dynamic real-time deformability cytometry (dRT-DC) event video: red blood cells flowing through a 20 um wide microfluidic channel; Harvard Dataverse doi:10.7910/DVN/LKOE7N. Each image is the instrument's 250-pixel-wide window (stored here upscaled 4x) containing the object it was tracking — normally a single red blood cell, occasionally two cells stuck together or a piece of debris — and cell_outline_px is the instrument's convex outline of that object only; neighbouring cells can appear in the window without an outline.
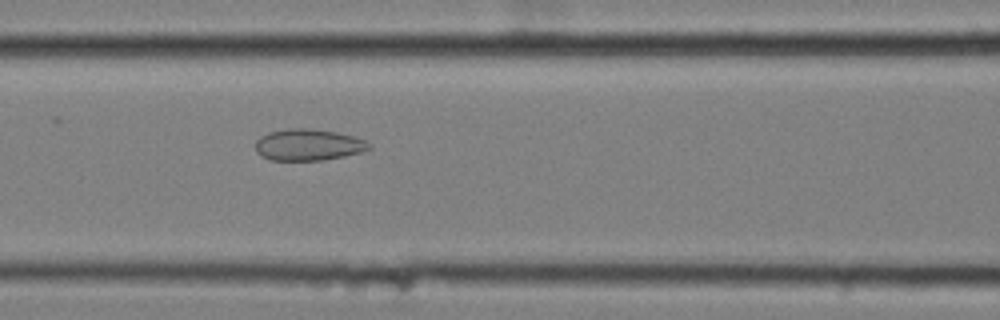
{"species": "common noctule bat (a hibernating species)", "species_latin": "Nyctalus noctula", "temperature_condition": "cold", "stored_images_in_passage": 58, "camera_frame_rate_fps": 3000, "um_per_image_px": 0.085, "animal": {"sex": "female", "body_mass_g": 25.1}, "frame": {"image": 1, "passage_image": 25, "time_ms": 8.0, "image_size_px": [1000, 320], "cell_outline_px": [[372, 148], [360, 152], [344, 156], [320, 160], [268, 160], [260, 156], [256, 152], [256, 140], [260, 136], [268, 132], [284, 128], [308, 128], [336, 132], [356, 136], [372, 144]], "centroid_in_image_um": [26.18, 12.3], "position_along_channel_um": 140.4, "area_um2": 21.1}}
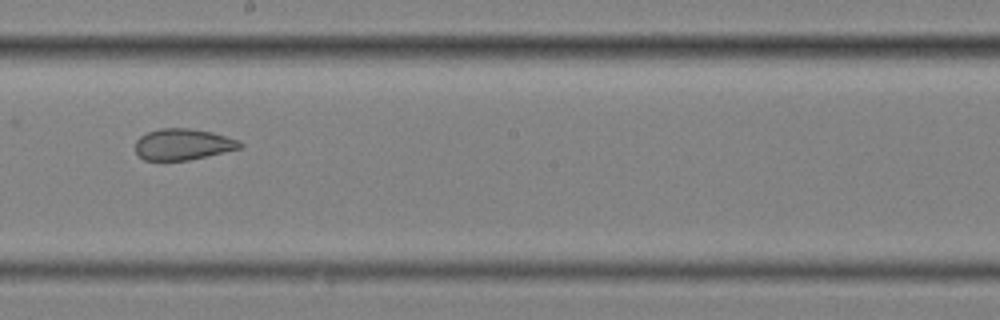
{"frame": {"image": 2, "passage_image": 33, "time_ms": 10.667, "image_size_px": [1000, 320], "cell_outline_px": [[244, 144], [240, 148], [188, 160], [144, 160], [136, 152], [136, 140], [140, 136], [148, 132], [160, 128], [188, 128], [212, 132], [240, 140]], "centroid_in_image_um": [15.55, 12.26], "position_along_channel_um": 232.6, "area_um2": 18.9}}
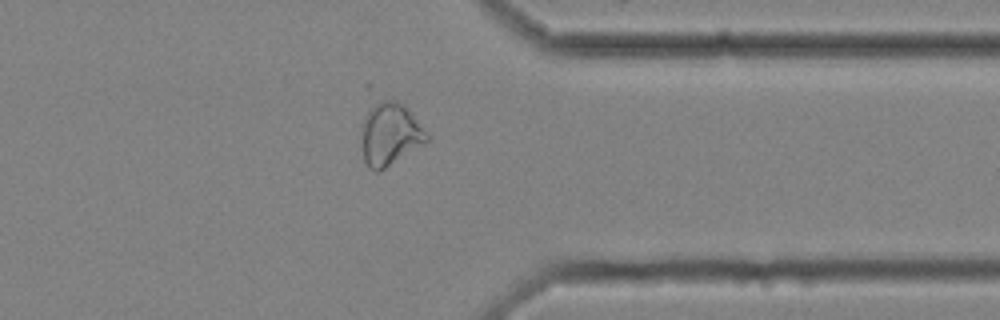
{"frame": {"image": 3, "passage_image": 46, "time_ms": 15.0, "image_size_px": [1000, 320], "cell_outline_px": [[428, 140], [380, 172], [376, 172], [368, 168], [364, 160], [364, 84], [368, 80], [404, 104], [428, 132]], "centroid_in_image_um": [33.01, 10.97], "position_along_channel_um": 378.4, "area_um2": 26.88}, "authors_computed_cell_mechanics": {"area_um2": 26.0967, "velocity_mm_per_s": 3.4682, "shape_relaxation_time_tau1_ms": null, "shape_relaxation_time_tau2_ms": 1.8944, "deformation_change_tau1": null, "deformation_change_tau2": 0.0756}}